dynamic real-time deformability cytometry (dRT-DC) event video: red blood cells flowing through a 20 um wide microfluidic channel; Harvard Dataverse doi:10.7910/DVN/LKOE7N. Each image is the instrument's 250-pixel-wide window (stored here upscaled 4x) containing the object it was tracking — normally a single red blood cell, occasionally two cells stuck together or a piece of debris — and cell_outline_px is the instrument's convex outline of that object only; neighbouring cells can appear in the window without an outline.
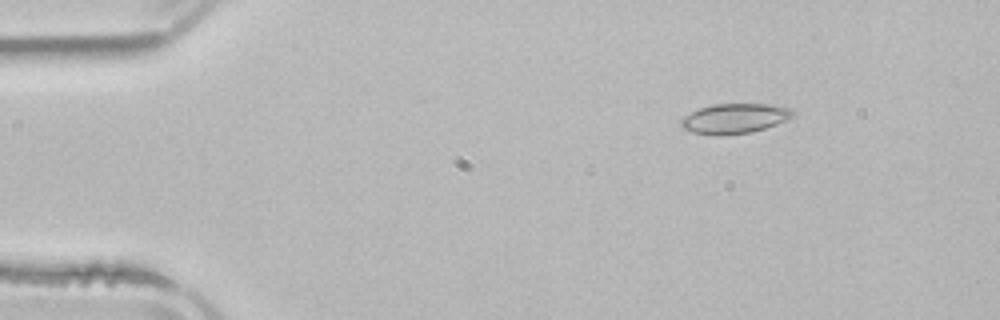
{"species": "common noctule bat (a hibernating species)", "species_latin": "Nyctalus noctula", "temperature_condition": "room temperature", "stored_images_in_passage": 3, "camera_frame_rate_fps": 3000, "um_per_image_px": 0.085, "animal": {"sex": "male", "body_mass_g": 21.5, "forearm_length_mm": 52.0}, "frame": {"image": 1, "passage_image": 2, "time_ms": 1.333, "image_size_px": [1000, 320], "cell_outline_px": [[796, 116], [776, 124], [752, 132], [692, 132], [680, 128], [680, 120], [684, 116], [700, 108], [712, 104], [772, 104], [792, 108], [796, 112]], "centroid_in_image_um": [62.52, 10.01], "position_along_channel_um": 22.5, "area_um2": 18.9}}
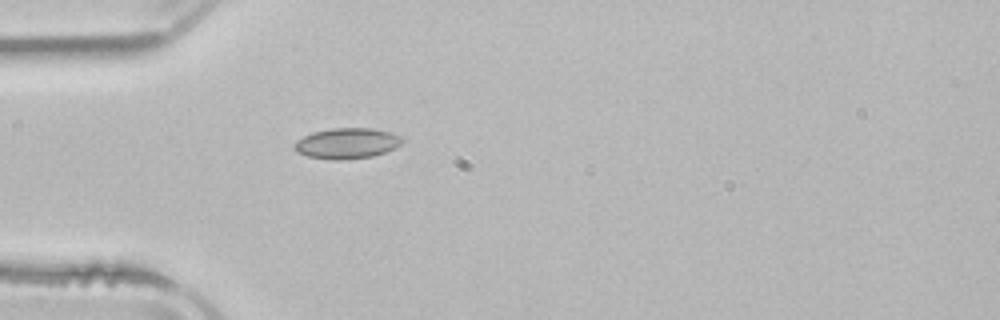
{"frame": {"image": 2, "passage_image": 3, "time_ms": 4.0, "image_size_px": [1000, 320], "cell_outline_px": [[404, 140], [396, 148], [372, 156], [340, 160], [336, 160], [308, 156], [296, 152], [292, 148], [292, 144], [296, 140], [312, 132], [332, 128], [372, 128], [388, 132], [400, 136]], "centroid_in_image_um": [29.44, 12.18], "position_along_channel_um": 55.6, "area_um2": 19.25}}